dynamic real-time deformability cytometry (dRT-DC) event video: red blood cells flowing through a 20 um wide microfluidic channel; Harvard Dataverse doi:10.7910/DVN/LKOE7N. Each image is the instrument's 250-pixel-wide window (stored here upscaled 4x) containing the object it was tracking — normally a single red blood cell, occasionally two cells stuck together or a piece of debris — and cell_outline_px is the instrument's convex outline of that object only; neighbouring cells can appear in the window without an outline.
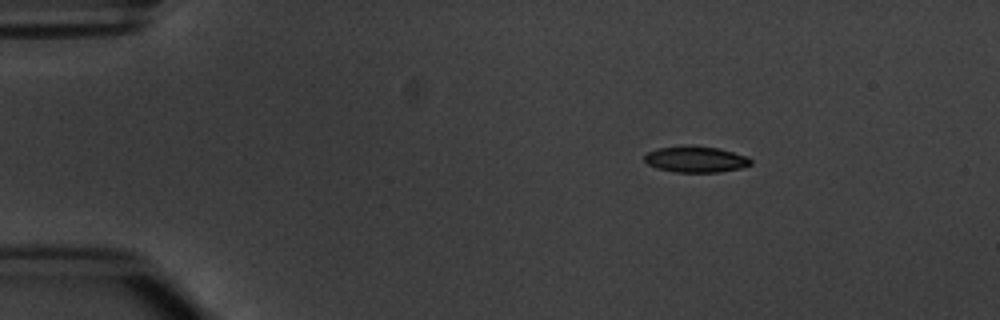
{"species": "common noctule bat (a hibernating species)", "species_latin": "Nyctalus noctula", "temperature_condition": "warm", "stored_images_in_passage": 4, "camera_frame_rate_fps": 3000, "um_per_image_px": 0.085, "animal": {"sex": "male", "body_mass_g": 20.1, "forearm_length_mm": 53.5}, "frame": {"image": 1, "passage_image": 2, "time_ms": 1.333, "image_size_px": [1000, 320], "cell_outline_px": [[752, 164], [744, 168], [720, 172], [676, 172], [656, 168], [648, 164], [644, 160], [644, 156], [648, 152], [656, 148], [688, 144], [720, 148], [748, 156], [752, 160]], "centroid_in_image_um": [59.17, 13.52], "position_along_channel_um": 25.8, "area_um2": 16.65}}